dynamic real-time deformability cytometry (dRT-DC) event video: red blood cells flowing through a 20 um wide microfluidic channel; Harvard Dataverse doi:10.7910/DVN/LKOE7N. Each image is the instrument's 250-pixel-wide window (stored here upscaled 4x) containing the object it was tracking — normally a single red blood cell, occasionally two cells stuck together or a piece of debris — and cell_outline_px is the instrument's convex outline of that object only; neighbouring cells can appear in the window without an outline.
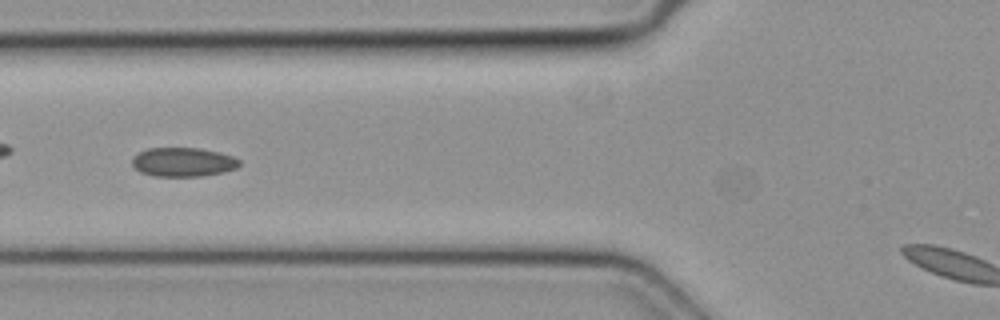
{"species": "common noctule bat (a hibernating species)", "species_latin": "Nyctalus noctula", "temperature_condition": "cold", "stored_images_in_passage": 17, "camera_frame_rate_fps": 3000, "um_per_image_px": 0.085, "animal": {"sex": "female", "body_mass_g": 19.3, "forearm_length_mm": 54.1}, "frame": {"image": 1, "passage_image": 12, "time_ms": 3.667, "image_size_px": [1000, 320], "cell_outline_px": [[240, 164], [236, 168], [224, 172], [200, 176], [152, 176], [140, 172], [132, 164], [132, 156], [148, 148], [200, 148], [220, 152], [232, 156], [240, 160]], "centroid_in_image_um": [15.56, 13.77], "position_along_channel_um": 110.2, "area_um2": 18.21}}
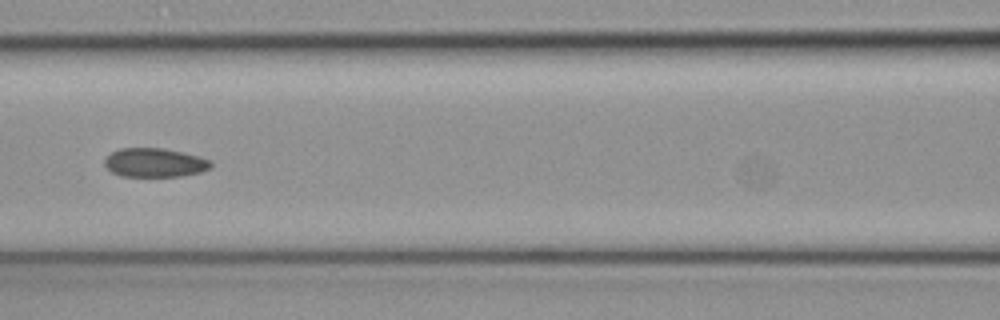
{"frame": {"image": 2, "passage_image": 15, "time_ms": 4.667, "image_size_px": [1000, 320], "cell_outline_px": [[212, 168], [200, 172], [180, 176], [124, 176], [112, 172], [104, 164], [104, 160], [112, 152], [120, 148], [164, 148], [184, 152], [208, 160], [212, 164]], "centroid_in_image_um": [13.15, 13.82], "position_along_channel_um": 153.5, "area_um2": 17.74}}